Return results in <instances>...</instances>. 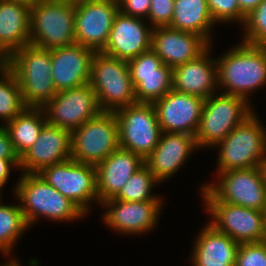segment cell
<instances>
[{"label":"cell","mask_w":266,"mask_h":266,"mask_svg":"<svg viewBox=\"0 0 266 266\" xmlns=\"http://www.w3.org/2000/svg\"><path fill=\"white\" fill-rule=\"evenodd\" d=\"M218 87L250 102V93L266 86V46L239 43L216 58Z\"/></svg>","instance_id":"6da1fadb"},{"label":"cell","mask_w":266,"mask_h":266,"mask_svg":"<svg viewBox=\"0 0 266 266\" xmlns=\"http://www.w3.org/2000/svg\"><path fill=\"white\" fill-rule=\"evenodd\" d=\"M13 190L29 227L41 217L61 223L86 216L38 173H21Z\"/></svg>","instance_id":"7a4b0ae2"},{"label":"cell","mask_w":266,"mask_h":266,"mask_svg":"<svg viewBox=\"0 0 266 266\" xmlns=\"http://www.w3.org/2000/svg\"><path fill=\"white\" fill-rule=\"evenodd\" d=\"M27 107L42 108L57 93L51 76V49L25 45L8 57Z\"/></svg>","instance_id":"3957f363"},{"label":"cell","mask_w":266,"mask_h":266,"mask_svg":"<svg viewBox=\"0 0 266 266\" xmlns=\"http://www.w3.org/2000/svg\"><path fill=\"white\" fill-rule=\"evenodd\" d=\"M214 147H220L217 173L262 167L266 160V128L253 112Z\"/></svg>","instance_id":"277c9868"},{"label":"cell","mask_w":266,"mask_h":266,"mask_svg":"<svg viewBox=\"0 0 266 266\" xmlns=\"http://www.w3.org/2000/svg\"><path fill=\"white\" fill-rule=\"evenodd\" d=\"M89 84L102 112H115L137 103L126 60L95 52L91 61Z\"/></svg>","instance_id":"5b68a950"},{"label":"cell","mask_w":266,"mask_h":266,"mask_svg":"<svg viewBox=\"0 0 266 266\" xmlns=\"http://www.w3.org/2000/svg\"><path fill=\"white\" fill-rule=\"evenodd\" d=\"M75 2L43 0L30 7V44L54 49L75 43Z\"/></svg>","instance_id":"8992f818"},{"label":"cell","mask_w":266,"mask_h":266,"mask_svg":"<svg viewBox=\"0 0 266 266\" xmlns=\"http://www.w3.org/2000/svg\"><path fill=\"white\" fill-rule=\"evenodd\" d=\"M250 103L243 97L218 92L205 99L195 133L198 148H211L221 142L254 112Z\"/></svg>","instance_id":"52a82bcc"},{"label":"cell","mask_w":266,"mask_h":266,"mask_svg":"<svg viewBox=\"0 0 266 266\" xmlns=\"http://www.w3.org/2000/svg\"><path fill=\"white\" fill-rule=\"evenodd\" d=\"M201 196L206 211L212 217L209 223L219 232L241 243L261 242L264 238V211L225 203L217 199L205 186Z\"/></svg>","instance_id":"ba28073f"},{"label":"cell","mask_w":266,"mask_h":266,"mask_svg":"<svg viewBox=\"0 0 266 266\" xmlns=\"http://www.w3.org/2000/svg\"><path fill=\"white\" fill-rule=\"evenodd\" d=\"M118 123L119 147L145 160L162 134L153 103H135L114 112Z\"/></svg>","instance_id":"9c48e42d"},{"label":"cell","mask_w":266,"mask_h":266,"mask_svg":"<svg viewBox=\"0 0 266 266\" xmlns=\"http://www.w3.org/2000/svg\"><path fill=\"white\" fill-rule=\"evenodd\" d=\"M119 148L114 112H101L71 132V159L96 166Z\"/></svg>","instance_id":"30bf717a"},{"label":"cell","mask_w":266,"mask_h":266,"mask_svg":"<svg viewBox=\"0 0 266 266\" xmlns=\"http://www.w3.org/2000/svg\"><path fill=\"white\" fill-rule=\"evenodd\" d=\"M48 184L72 201L85 215L98 203L96 167L69 159L38 173Z\"/></svg>","instance_id":"8fae6325"},{"label":"cell","mask_w":266,"mask_h":266,"mask_svg":"<svg viewBox=\"0 0 266 266\" xmlns=\"http://www.w3.org/2000/svg\"><path fill=\"white\" fill-rule=\"evenodd\" d=\"M217 175V182L203 185L217 199L258 211L266 209V182L262 167L228 170Z\"/></svg>","instance_id":"7c38bea8"},{"label":"cell","mask_w":266,"mask_h":266,"mask_svg":"<svg viewBox=\"0 0 266 266\" xmlns=\"http://www.w3.org/2000/svg\"><path fill=\"white\" fill-rule=\"evenodd\" d=\"M42 109L47 123L71 132L102 112L89 83L58 91Z\"/></svg>","instance_id":"4fadbf2b"},{"label":"cell","mask_w":266,"mask_h":266,"mask_svg":"<svg viewBox=\"0 0 266 266\" xmlns=\"http://www.w3.org/2000/svg\"><path fill=\"white\" fill-rule=\"evenodd\" d=\"M119 12L117 0H81L75 2V43L94 52H102Z\"/></svg>","instance_id":"5bb4252c"},{"label":"cell","mask_w":266,"mask_h":266,"mask_svg":"<svg viewBox=\"0 0 266 266\" xmlns=\"http://www.w3.org/2000/svg\"><path fill=\"white\" fill-rule=\"evenodd\" d=\"M163 201H123L107 199L100 205L106 207L102 218L105 225L119 234H144L159 223Z\"/></svg>","instance_id":"9a60e30c"},{"label":"cell","mask_w":266,"mask_h":266,"mask_svg":"<svg viewBox=\"0 0 266 266\" xmlns=\"http://www.w3.org/2000/svg\"><path fill=\"white\" fill-rule=\"evenodd\" d=\"M137 103H154L172 90V68L150 49L127 61Z\"/></svg>","instance_id":"2e32d148"},{"label":"cell","mask_w":266,"mask_h":266,"mask_svg":"<svg viewBox=\"0 0 266 266\" xmlns=\"http://www.w3.org/2000/svg\"><path fill=\"white\" fill-rule=\"evenodd\" d=\"M205 99L171 90L153 103L162 132L195 136Z\"/></svg>","instance_id":"e0dca14e"},{"label":"cell","mask_w":266,"mask_h":266,"mask_svg":"<svg viewBox=\"0 0 266 266\" xmlns=\"http://www.w3.org/2000/svg\"><path fill=\"white\" fill-rule=\"evenodd\" d=\"M71 159V131L45 123L35 143L20 157L22 173H39L43 168Z\"/></svg>","instance_id":"ac0fdd59"},{"label":"cell","mask_w":266,"mask_h":266,"mask_svg":"<svg viewBox=\"0 0 266 266\" xmlns=\"http://www.w3.org/2000/svg\"><path fill=\"white\" fill-rule=\"evenodd\" d=\"M210 44L200 35L169 26L152 29L151 49L163 64L175 68L200 56Z\"/></svg>","instance_id":"d6986e66"},{"label":"cell","mask_w":266,"mask_h":266,"mask_svg":"<svg viewBox=\"0 0 266 266\" xmlns=\"http://www.w3.org/2000/svg\"><path fill=\"white\" fill-rule=\"evenodd\" d=\"M145 19L118 12L102 53L129 61L151 49L152 26ZM148 25V26H147ZM150 27V28H149Z\"/></svg>","instance_id":"ffe728a7"},{"label":"cell","mask_w":266,"mask_h":266,"mask_svg":"<svg viewBox=\"0 0 266 266\" xmlns=\"http://www.w3.org/2000/svg\"><path fill=\"white\" fill-rule=\"evenodd\" d=\"M94 53L77 43L51 49V76L57 92L89 83Z\"/></svg>","instance_id":"44dd1931"},{"label":"cell","mask_w":266,"mask_h":266,"mask_svg":"<svg viewBox=\"0 0 266 266\" xmlns=\"http://www.w3.org/2000/svg\"><path fill=\"white\" fill-rule=\"evenodd\" d=\"M210 46L196 59L172 69V89L207 99L218 91L217 60L211 58ZM209 55V56H208ZM217 87V89H216Z\"/></svg>","instance_id":"7402d4cb"},{"label":"cell","mask_w":266,"mask_h":266,"mask_svg":"<svg viewBox=\"0 0 266 266\" xmlns=\"http://www.w3.org/2000/svg\"><path fill=\"white\" fill-rule=\"evenodd\" d=\"M196 149L199 148L195 136L162 132L158 145L144 160V163L154 177L162 183L175 175Z\"/></svg>","instance_id":"603a6c76"},{"label":"cell","mask_w":266,"mask_h":266,"mask_svg":"<svg viewBox=\"0 0 266 266\" xmlns=\"http://www.w3.org/2000/svg\"><path fill=\"white\" fill-rule=\"evenodd\" d=\"M144 164L139 155L120 147L97 164L95 167L99 206L105 200L114 198Z\"/></svg>","instance_id":"cb8c5ba5"},{"label":"cell","mask_w":266,"mask_h":266,"mask_svg":"<svg viewBox=\"0 0 266 266\" xmlns=\"http://www.w3.org/2000/svg\"><path fill=\"white\" fill-rule=\"evenodd\" d=\"M196 238L189 258L192 266H236L239 243L228 235L207 222Z\"/></svg>","instance_id":"d4e9b609"},{"label":"cell","mask_w":266,"mask_h":266,"mask_svg":"<svg viewBox=\"0 0 266 266\" xmlns=\"http://www.w3.org/2000/svg\"><path fill=\"white\" fill-rule=\"evenodd\" d=\"M30 7L14 0H0V49L9 57L30 44Z\"/></svg>","instance_id":"484cf974"},{"label":"cell","mask_w":266,"mask_h":266,"mask_svg":"<svg viewBox=\"0 0 266 266\" xmlns=\"http://www.w3.org/2000/svg\"><path fill=\"white\" fill-rule=\"evenodd\" d=\"M213 21L207 0H175L169 27L202 36L212 45Z\"/></svg>","instance_id":"4316f807"},{"label":"cell","mask_w":266,"mask_h":266,"mask_svg":"<svg viewBox=\"0 0 266 266\" xmlns=\"http://www.w3.org/2000/svg\"><path fill=\"white\" fill-rule=\"evenodd\" d=\"M45 123L46 117L42 108L27 107L22 113L3 125L9 133L19 158L38 139Z\"/></svg>","instance_id":"83f0119b"},{"label":"cell","mask_w":266,"mask_h":266,"mask_svg":"<svg viewBox=\"0 0 266 266\" xmlns=\"http://www.w3.org/2000/svg\"><path fill=\"white\" fill-rule=\"evenodd\" d=\"M28 228L21 206L5 205L0 200V253L6 256L13 253L11 250Z\"/></svg>","instance_id":"f1b7e54d"},{"label":"cell","mask_w":266,"mask_h":266,"mask_svg":"<svg viewBox=\"0 0 266 266\" xmlns=\"http://www.w3.org/2000/svg\"><path fill=\"white\" fill-rule=\"evenodd\" d=\"M0 120L3 123L15 118L27 106L15 75L7 68H0Z\"/></svg>","instance_id":"f546056e"},{"label":"cell","mask_w":266,"mask_h":266,"mask_svg":"<svg viewBox=\"0 0 266 266\" xmlns=\"http://www.w3.org/2000/svg\"><path fill=\"white\" fill-rule=\"evenodd\" d=\"M160 182L144 164L126 182L119 193L113 198L128 202L133 201H163V198L152 194L153 187ZM152 190V191H151Z\"/></svg>","instance_id":"4dcf8cb0"},{"label":"cell","mask_w":266,"mask_h":266,"mask_svg":"<svg viewBox=\"0 0 266 266\" xmlns=\"http://www.w3.org/2000/svg\"><path fill=\"white\" fill-rule=\"evenodd\" d=\"M243 43L250 45L266 46V0L246 16Z\"/></svg>","instance_id":"1f68e13d"},{"label":"cell","mask_w":266,"mask_h":266,"mask_svg":"<svg viewBox=\"0 0 266 266\" xmlns=\"http://www.w3.org/2000/svg\"><path fill=\"white\" fill-rule=\"evenodd\" d=\"M213 21L244 24L246 16L240 11L238 0H207Z\"/></svg>","instance_id":"d6a6232c"},{"label":"cell","mask_w":266,"mask_h":266,"mask_svg":"<svg viewBox=\"0 0 266 266\" xmlns=\"http://www.w3.org/2000/svg\"><path fill=\"white\" fill-rule=\"evenodd\" d=\"M236 266H266V242L239 244Z\"/></svg>","instance_id":"836d02e7"},{"label":"cell","mask_w":266,"mask_h":266,"mask_svg":"<svg viewBox=\"0 0 266 266\" xmlns=\"http://www.w3.org/2000/svg\"><path fill=\"white\" fill-rule=\"evenodd\" d=\"M175 0H151L147 21L152 26H169L173 17Z\"/></svg>","instance_id":"e575fe53"},{"label":"cell","mask_w":266,"mask_h":266,"mask_svg":"<svg viewBox=\"0 0 266 266\" xmlns=\"http://www.w3.org/2000/svg\"><path fill=\"white\" fill-rule=\"evenodd\" d=\"M119 11L125 15L147 19L151 0H117Z\"/></svg>","instance_id":"d590c367"},{"label":"cell","mask_w":266,"mask_h":266,"mask_svg":"<svg viewBox=\"0 0 266 266\" xmlns=\"http://www.w3.org/2000/svg\"><path fill=\"white\" fill-rule=\"evenodd\" d=\"M0 159H20L16 154L6 128L0 126Z\"/></svg>","instance_id":"8d00e7d4"},{"label":"cell","mask_w":266,"mask_h":266,"mask_svg":"<svg viewBox=\"0 0 266 266\" xmlns=\"http://www.w3.org/2000/svg\"><path fill=\"white\" fill-rule=\"evenodd\" d=\"M20 159H0V191L9 180L11 169H19ZM12 167V168H11Z\"/></svg>","instance_id":"74e56055"},{"label":"cell","mask_w":266,"mask_h":266,"mask_svg":"<svg viewBox=\"0 0 266 266\" xmlns=\"http://www.w3.org/2000/svg\"><path fill=\"white\" fill-rule=\"evenodd\" d=\"M262 0H238L240 11L248 16Z\"/></svg>","instance_id":"f35d334b"},{"label":"cell","mask_w":266,"mask_h":266,"mask_svg":"<svg viewBox=\"0 0 266 266\" xmlns=\"http://www.w3.org/2000/svg\"><path fill=\"white\" fill-rule=\"evenodd\" d=\"M8 56L0 49V68L7 67Z\"/></svg>","instance_id":"ab89813d"},{"label":"cell","mask_w":266,"mask_h":266,"mask_svg":"<svg viewBox=\"0 0 266 266\" xmlns=\"http://www.w3.org/2000/svg\"><path fill=\"white\" fill-rule=\"evenodd\" d=\"M11 257V259L10 260H8L7 259V262L6 263H3V264H1L0 266H23V265H21L22 263H20V261L19 260H16L15 258H13L12 256H10Z\"/></svg>","instance_id":"60d3db41"},{"label":"cell","mask_w":266,"mask_h":266,"mask_svg":"<svg viewBox=\"0 0 266 266\" xmlns=\"http://www.w3.org/2000/svg\"><path fill=\"white\" fill-rule=\"evenodd\" d=\"M14 1L25 4L29 7H32V6L37 5L39 2H41L43 0H14Z\"/></svg>","instance_id":"b9f144b4"},{"label":"cell","mask_w":266,"mask_h":266,"mask_svg":"<svg viewBox=\"0 0 266 266\" xmlns=\"http://www.w3.org/2000/svg\"><path fill=\"white\" fill-rule=\"evenodd\" d=\"M264 238L263 241L266 242V209L264 210Z\"/></svg>","instance_id":"7bdbcfd3"},{"label":"cell","mask_w":266,"mask_h":266,"mask_svg":"<svg viewBox=\"0 0 266 266\" xmlns=\"http://www.w3.org/2000/svg\"><path fill=\"white\" fill-rule=\"evenodd\" d=\"M262 169H263V172H264L265 182H266V160H265V162L262 164Z\"/></svg>","instance_id":"ee69618b"},{"label":"cell","mask_w":266,"mask_h":266,"mask_svg":"<svg viewBox=\"0 0 266 266\" xmlns=\"http://www.w3.org/2000/svg\"><path fill=\"white\" fill-rule=\"evenodd\" d=\"M64 1L77 2V1H81V0H64Z\"/></svg>","instance_id":"f6af8a7d"}]
</instances>
